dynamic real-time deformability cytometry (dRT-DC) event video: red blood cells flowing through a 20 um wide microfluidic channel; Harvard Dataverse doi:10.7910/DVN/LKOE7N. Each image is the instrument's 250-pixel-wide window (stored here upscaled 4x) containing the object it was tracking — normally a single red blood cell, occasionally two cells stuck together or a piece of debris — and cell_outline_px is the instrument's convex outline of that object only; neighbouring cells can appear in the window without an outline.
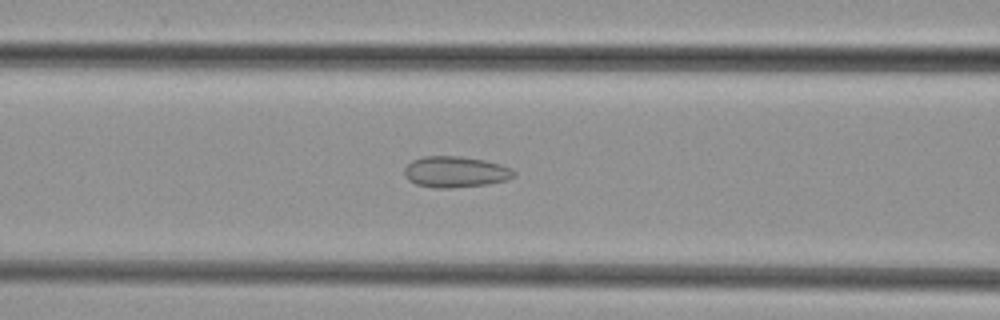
{"species": "common noctule bat (a hibernating species)", "species_latin": "Nyctalus noctula", "temperature_condition": "cold", "stored_images_in_passage": 34, "camera_frame_rate_fps": 3000, "um_per_image_px": 0.085, "animal": {"sex": "female", "body_mass_g": 29.2, "forearm_length_mm": 56.3}, "frame": {"image": 1, "passage_image": 5, "time_ms": 1.333, "image_size_px": [1000, 320], "cell_outline_px": [[516, 176], [504, 180], [484, 184], [452, 188], [436, 188], [416, 184], [408, 180], [404, 176], [404, 168], [412, 160], [424, 156], [460, 156], [484, 160], [500, 164], [512, 168], [516, 172]], "centroid_in_image_um": [38.69, 14.6], "position_along_channel_um": 127.9, "area_um2": 19.83}}
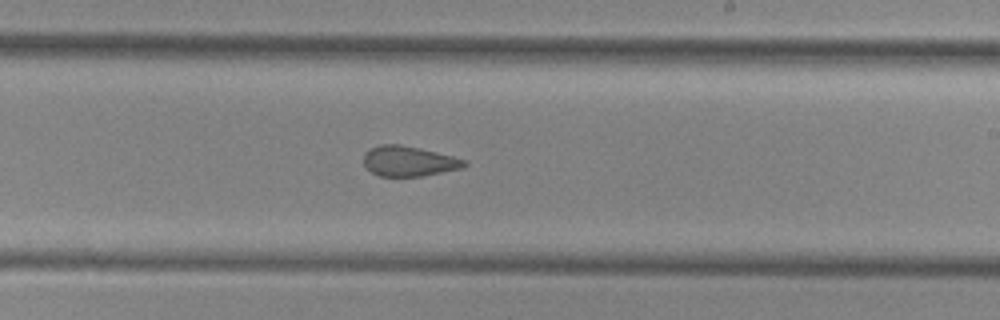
{"frame": {"image": 2, "passage_image": 14, "time_ms": 4.333, "image_size_px": [1000, 320], "cell_outline_px": [[468, 164], [464, 168], [420, 176], [380, 176], [372, 172], [364, 164], [364, 152], [368, 148], [380, 144], [400, 144], [420, 148], [452, 156], [464, 160]], "centroid_in_image_um": [34.73, 13.69], "position_along_channel_um": 254.3, "area_um2": 17.69}}
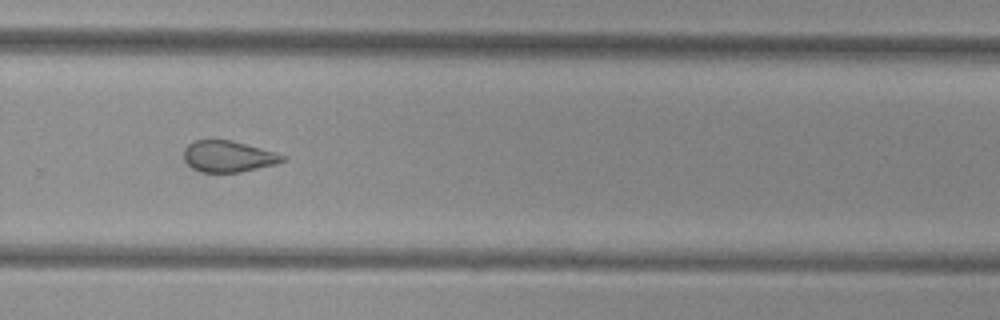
{"frame": {"image": 3, "passage_image": 18, "time_ms": 5.667, "image_size_px": [1000, 320], "cell_outline_px": [[284, 160], [272, 164], [240, 172], [200, 172], [192, 168], [184, 160], [184, 148], [188, 144], [196, 140], [232, 140], [276, 152], [284, 156]], "centroid_in_image_um": [19.34, 13.28], "position_along_channel_um": 310.5, "area_um2": 17.74}}